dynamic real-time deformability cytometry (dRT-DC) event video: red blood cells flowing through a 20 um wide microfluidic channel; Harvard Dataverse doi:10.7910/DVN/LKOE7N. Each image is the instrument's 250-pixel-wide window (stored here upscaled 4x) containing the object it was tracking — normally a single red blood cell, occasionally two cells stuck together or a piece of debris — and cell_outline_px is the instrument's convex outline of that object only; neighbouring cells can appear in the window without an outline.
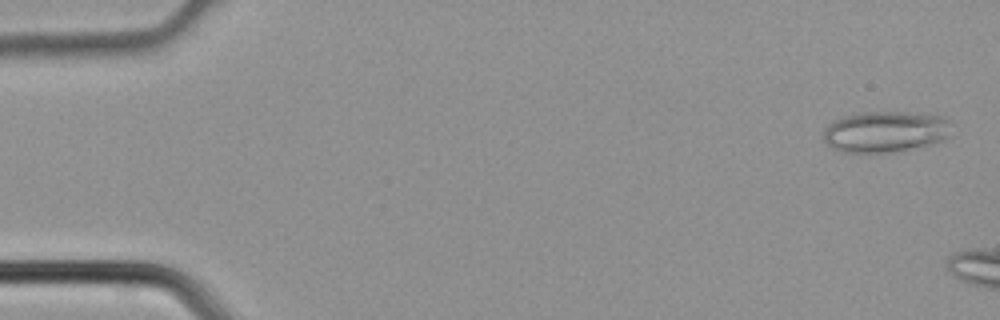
{"species": "common noctule bat (a hibernating species)", "species_latin": "Nyctalus noctula", "temperature_condition": "cold", "stored_images_in_passage": 2, "camera_frame_rate_fps": 3000, "um_per_image_px": 0.085, "animal": {"sex": "male", "body_mass_g": 21.5, "forearm_length_mm": 52.0}, "frame": {"image": 1, "passage_image": 1, "time_ms": 0.0, "image_size_px": [1000, 320], "cell_outline_px": [[948, 136], [944, 140], [928, 144], [888, 152], [844, 152], [832, 148], [824, 140], [824, 128], [832, 120], [844, 116], [860, 112], [904, 112], [944, 116], [948, 120]], "centroid_in_image_um": [75.19, 11.17], "position_along_channel_um": 9.8, "area_um2": 30.29}}